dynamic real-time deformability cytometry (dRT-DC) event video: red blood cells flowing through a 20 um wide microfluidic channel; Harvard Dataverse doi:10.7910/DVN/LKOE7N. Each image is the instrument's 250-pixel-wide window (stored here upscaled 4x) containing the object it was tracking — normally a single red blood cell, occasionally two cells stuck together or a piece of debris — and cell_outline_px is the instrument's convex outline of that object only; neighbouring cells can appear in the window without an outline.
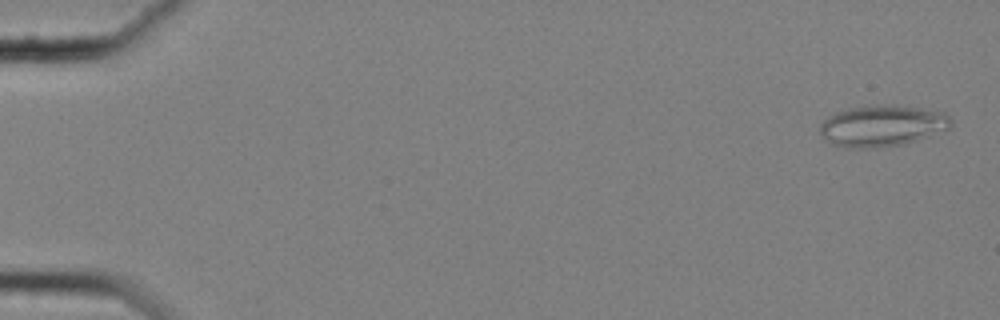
{"species": "common noctule bat (a hibernating species)", "species_latin": "Nyctalus noctula", "temperature_condition": "cold", "stored_images_in_passage": 58, "camera_frame_rate_fps": 3000, "um_per_image_px": 0.085, "animal": {"sex": "female", "body_mass_g": 25.1}, "frame": {"image": 1, "passage_image": 2, "time_ms": 0.333, "image_size_px": [1000, 320], "cell_outline_px": [[952, 124], [948, 128], [928, 136], [904, 144], [876, 148], [848, 148], [832, 144], [820, 132], [820, 124], [828, 116], [836, 112], [848, 108], [872, 104], [892, 104], [920, 108], [944, 112], [952, 120]], "centroid_in_image_um": [74.97, 10.68], "position_along_channel_um": 10.0, "area_um2": 31.62}}
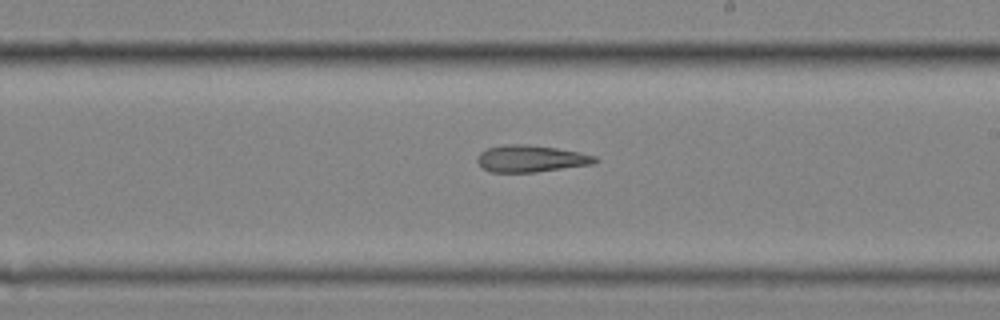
{"frame": {"image": 2, "passage_image": 35, "time_ms": 11.333, "image_size_px": [1000, 320], "cell_outline_px": [[600, 160], [596, 164], [536, 172], [488, 172], [476, 160], [476, 156], [480, 152], [488, 148], [504, 144], [524, 144], [556, 148], [580, 152], [596, 156]], "centroid_in_image_um": [45.16, 13.49], "position_along_channel_um": 243.8, "area_um2": 18.61}}
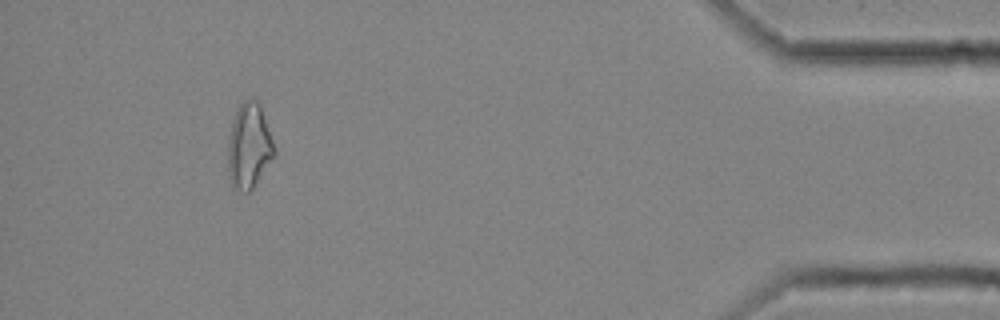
{"frame": {"image": 3, "passage_image": 54, "time_ms": 17.667, "image_size_px": [1000, 320], "cell_outline_px": [[276, 156], [252, 188], [248, 192], [240, 192], [232, 188], [228, 176], [228, 140], [232, 120], [240, 104], [244, 100], [256, 100], [260, 104], [276, 148]], "centroid_in_image_um": [21.17, 12.45], "position_along_channel_um": 414.0, "area_um2": 23.29}, "authors_computed_cell_mechanics": {"area_um2": 21.3571, "velocity_mm_per_s": 3.5361, "shape_relaxation_time_tau1_ms": null, "shape_relaxation_time_tau2_ms": 9.7525, "deformation_change_tau1": null, "deformation_change_tau2": 0.247}}